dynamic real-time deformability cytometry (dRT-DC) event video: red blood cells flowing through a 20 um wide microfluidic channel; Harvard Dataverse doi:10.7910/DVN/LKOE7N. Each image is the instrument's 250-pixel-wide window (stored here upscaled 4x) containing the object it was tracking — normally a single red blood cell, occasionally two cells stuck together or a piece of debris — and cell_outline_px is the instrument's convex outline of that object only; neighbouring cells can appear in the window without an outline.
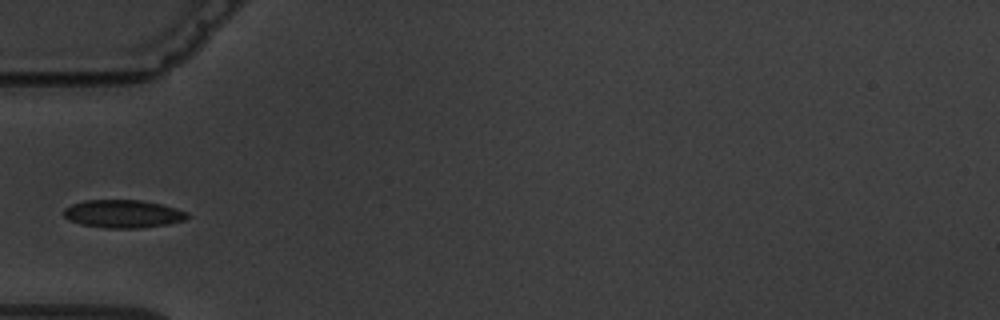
{"species": "common noctule bat (a hibernating species)", "species_latin": "Nyctalus noctula", "temperature_condition": "warm", "stored_images_in_passage": 3, "camera_frame_rate_fps": 3000, "um_per_image_px": 0.085, "animal": {"sex": "male", "body_mass_g": 19.5, "forearm_length_mm": 54.6}, "frame": {"image": 1, "passage_image": 3, "time_ms": 2.333, "image_size_px": [1000, 320], "cell_outline_px": [[188, 220], [168, 224], [140, 228], [104, 228], [80, 224], [68, 220], [64, 216], [64, 208], [72, 204], [84, 200], [140, 200], [160, 204], [176, 208], [188, 212]], "centroid_in_image_um": [10.46, 18.18], "position_along_channel_um": 74.5, "area_um2": 20.29}}